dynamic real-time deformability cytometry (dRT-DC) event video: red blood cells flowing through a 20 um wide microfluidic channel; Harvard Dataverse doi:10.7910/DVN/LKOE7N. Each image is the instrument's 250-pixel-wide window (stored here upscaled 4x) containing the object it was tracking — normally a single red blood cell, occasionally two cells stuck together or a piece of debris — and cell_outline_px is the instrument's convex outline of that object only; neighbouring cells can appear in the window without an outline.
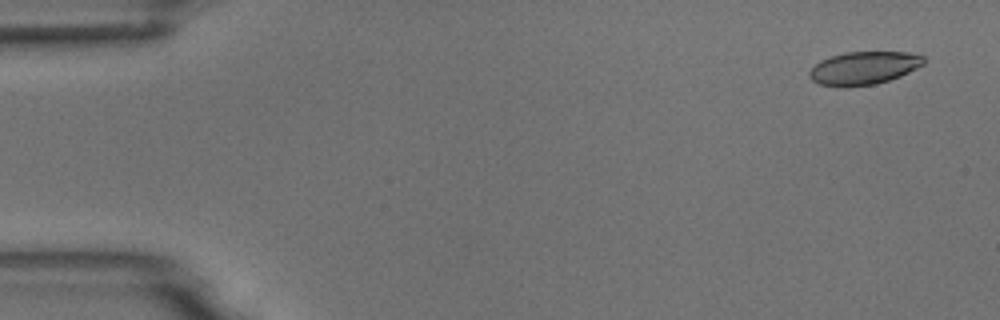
{"species": "common noctule bat (a hibernating species)", "species_latin": "Nyctalus noctula", "temperature_condition": "room temperature", "stored_images_in_passage": 4, "camera_frame_rate_fps": 3000, "um_per_image_px": 0.085, "animal": {"sex": "male", "body_mass_g": 18.8}, "frame": {"image": 1, "passage_image": 1, "time_ms": 0.0, "image_size_px": [1000, 320], "cell_outline_px": [[924, 64], [900, 76], [876, 84], [844, 88], [820, 84], [812, 80], [808, 76], [808, 72], [820, 60], [844, 52], [908, 52], [924, 56]], "centroid_in_image_um": [73.4, 5.79], "position_along_channel_um": 11.6, "area_um2": 22.08}}
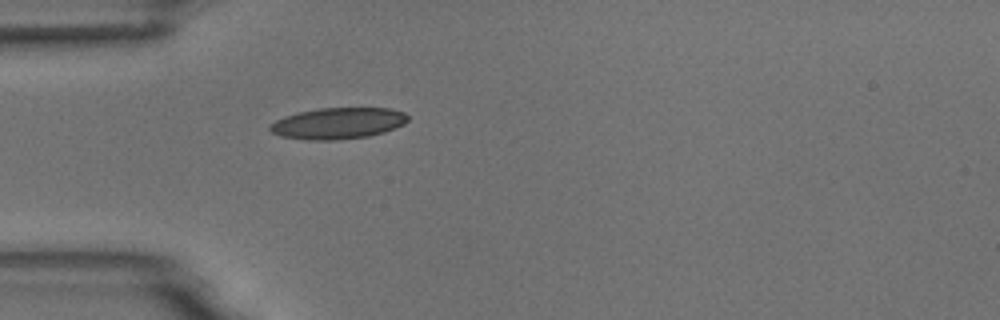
{"frame": {"image": 2, "passage_image": 4, "time_ms": 4.333, "image_size_px": [1000, 320], "cell_outline_px": [[408, 120], [404, 124], [384, 132], [368, 136], [332, 140], [308, 140], [280, 136], [272, 132], [268, 128], [276, 120], [284, 116], [296, 112], [320, 108], [392, 108], [404, 112], [408, 116]], "centroid_in_image_um": [28.73, 10.47], "position_along_channel_um": 56.3, "area_um2": 25.14}}